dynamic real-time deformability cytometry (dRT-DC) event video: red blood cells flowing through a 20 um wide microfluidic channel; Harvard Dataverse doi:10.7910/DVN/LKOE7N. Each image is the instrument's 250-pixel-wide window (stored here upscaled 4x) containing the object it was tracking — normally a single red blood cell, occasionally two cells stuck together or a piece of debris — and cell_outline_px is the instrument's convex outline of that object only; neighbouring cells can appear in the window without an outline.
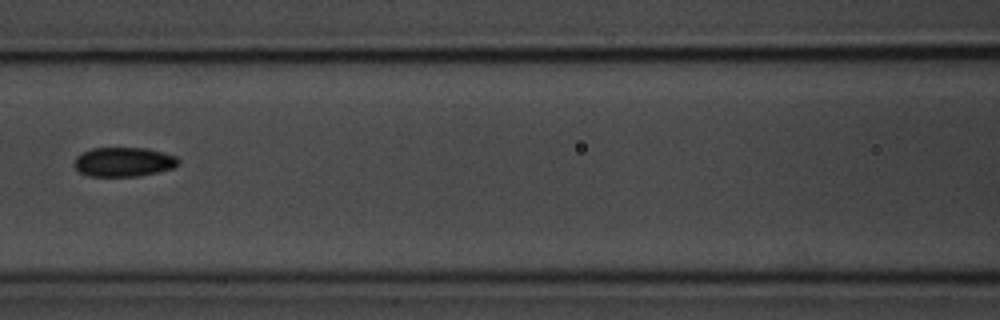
{"species": "common noctule bat (a hibernating species)", "species_latin": "Nyctalus noctula", "temperature_condition": "room temperature", "stored_images_in_passage": 7, "camera_frame_rate_fps": 3000, "um_per_image_px": 0.085, "animal": {"sex": "male", "body_mass_g": 20.1, "forearm_length_mm": 53.5}, "frame": {"image": 1, "passage_image": 7, "time_ms": 7.0, "image_size_px": [1000, 320], "cell_outline_px": [[180, 164], [172, 168], [156, 172], [136, 176], [88, 176], [80, 172], [72, 164], [76, 156], [92, 148], [148, 148], [176, 156], [180, 160]], "centroid_in_image_um": [10.5, 13.76], "position_along_channel_um": 156.1, "area_um2": 17.8}}